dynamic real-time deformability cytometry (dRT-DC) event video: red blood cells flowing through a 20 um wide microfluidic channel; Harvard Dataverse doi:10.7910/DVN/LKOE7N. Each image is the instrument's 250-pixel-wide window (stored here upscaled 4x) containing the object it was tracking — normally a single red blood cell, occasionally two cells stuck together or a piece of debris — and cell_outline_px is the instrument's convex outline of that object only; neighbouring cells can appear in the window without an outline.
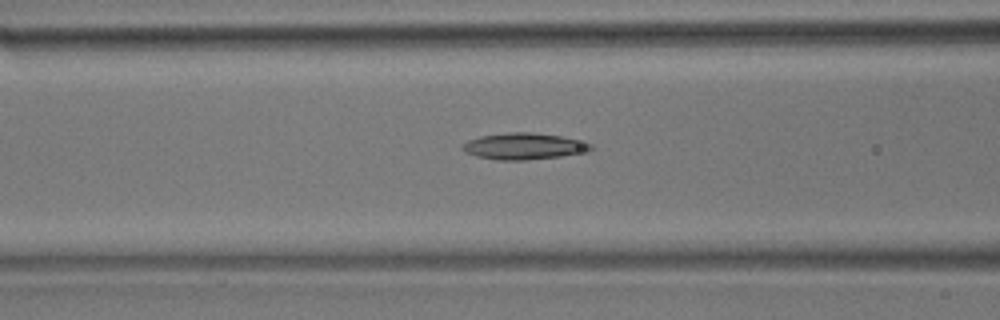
{"species": "common noctule bat (a hibernating species)", "species_latin": "Nyctalus noctula", "temperature_condition": "room temperature", "stored_images_in_passage": 44, "camera_frame_rate_fps": 3000, "um_per_image_px": 0.085, "animal": {"sex": "male", "body_mass_g": 17.9}, "frame": {"image": 1, "passage_image": 21, "time_ms": 6.667, "image_size_px": [1000, 320], "cell_outline_px": [[596, 148], [588, 152], [560, 156], [524, 160], [496, 160], [476, 156], [464, 152], [460, 148], [468, 140], [480, 136], [508, 132], [532, 132], [560, 136], [592, 144]], "centroid_in_image_um": [44.52, 12.43], "position_along_channel_um": 122.1, "area_um2": 19.83}}
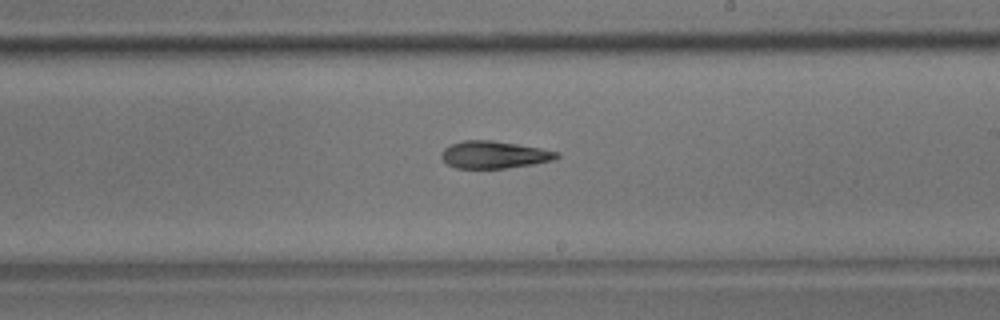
{"frame": {"image": 2, "passage_image": 30, "time_ms": 9.667, "image_size_px": [1000, 320], "cell_outline_px": [[560, 156], [552, 160], [532, 164], [504, 168], [456, 168], [448, 164], [440, 156], [440, 152], [444, 148], [452, 144], [464, 140], [492, 140], [540, 148], [556, 152]], "centroid_in_image_um": [41.95, 13.15], "position_along_channel_um": 247.1, "area_um2": 18.09}}
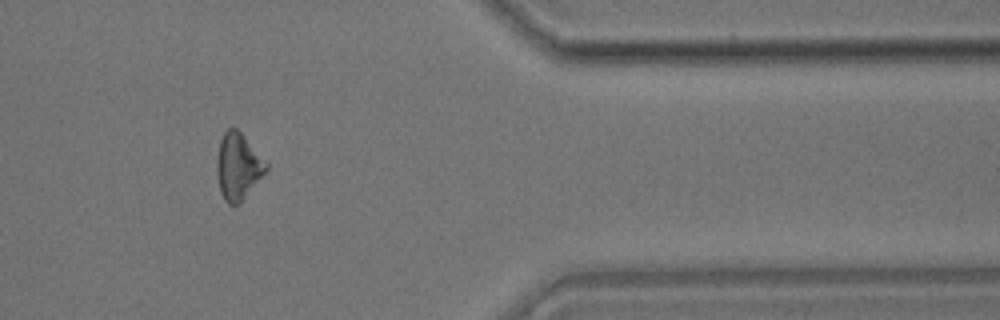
{"frame": {"image": 3, "passage_image": 42, "time_ms": 13.667, "image_size_px": [1000, 320], "cell_outline_px": [[268, 168], [240, 204], [228, 204], [224, 200], [220, 192], [216, 172], [216, 160], [220, 140], [224, 132], [228, 128], [236, 128], [240, 132], [268, 164]], "centroid_in_image_um": [20.2, 14.16], "position_along_channel_um": 391.2, "area_um2": 18.96}}